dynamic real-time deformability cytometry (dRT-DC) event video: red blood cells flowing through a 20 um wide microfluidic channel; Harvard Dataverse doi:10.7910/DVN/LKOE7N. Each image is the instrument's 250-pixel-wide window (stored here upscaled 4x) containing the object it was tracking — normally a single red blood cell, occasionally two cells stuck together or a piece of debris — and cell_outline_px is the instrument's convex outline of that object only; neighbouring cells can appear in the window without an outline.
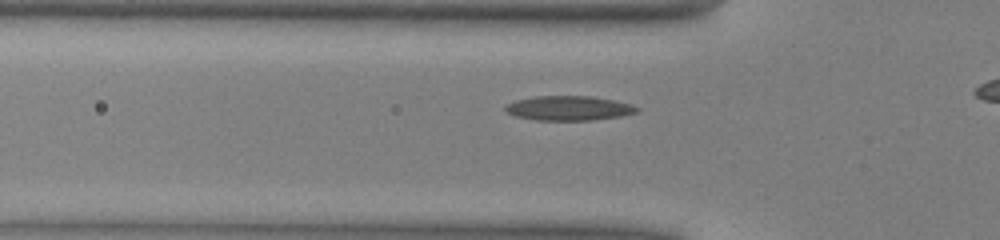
{"species": "common noctule bat (a hibernating species)", "species_latin": "Nyctalus noctula", "temperature_condition": "warm", "stored_images_in_passage": 34, "camera_frame_rate_fps": 3000, "um_per_image_px": 0.085, "animal": {"sex": "male", "body_mass_g": 13.0, "forearm_length_mm": 53.1}, "frame": {"image": 1, "passage_image": 10, "time_ms": 3.0, "image_size_px": [1000, 240], "cell_outline_px": [[640, 112], [620, 116], [592, 120], [536, 120], [516, 116], [508, 112], [504, 108], [508, 104], [516, 100], [536, 96], [592, 96], [616, 100], [632, 104], [640, 108]], "centroid_in_image_um": [48.42, 9.19], "position_along_channel_um": 77.4, "area_um2": 18.84}}
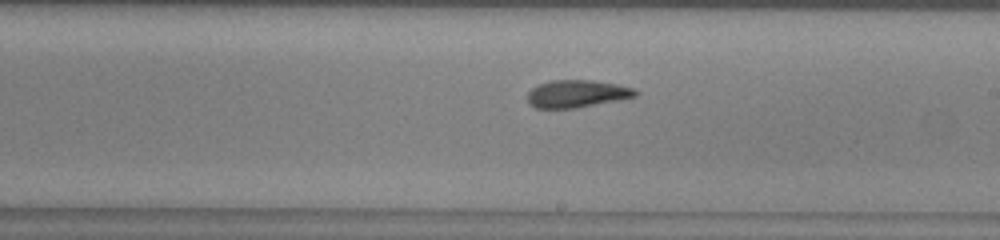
{"frame": {"image": 2, "passage_image": 22, "time_ms": 7.0, "image_size_px": [1000, 240], "cell_outline_px": [[640, 92], [636, 96], [576, 108], [536, 108], [528, 100], [528, 92], [536, 84], [552, 80], [592, 80], [616, 84], [636, 88]], "centroid_in_image_um": [49.05, 7.95], "position_along_channel_um": 240.0, "area_um2": 17.22}}
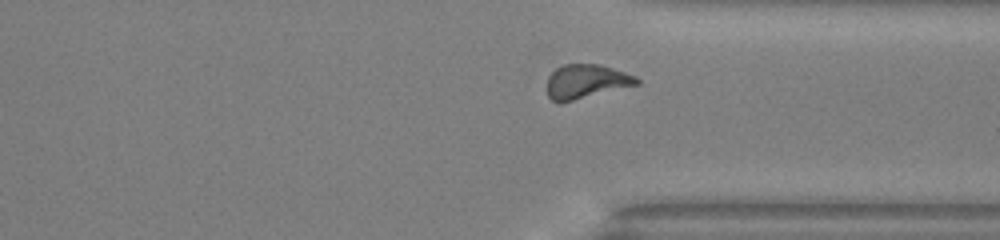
{"frame": {"image": 3, "passage_image": 31, "time_ms": 10.0, "image_size_px": [1000, 240], "cell_outline_px": [[640, 84], [560, 104], [552, 100], [548, 96], [548, 76], [556, 68], [564, 64], [600, 64], [636, 76], [640, 80]], "centroid_in_image_um": [49.83, 6.94], "position_along_channel_um": 361.6, "area_um2": 17.98}}